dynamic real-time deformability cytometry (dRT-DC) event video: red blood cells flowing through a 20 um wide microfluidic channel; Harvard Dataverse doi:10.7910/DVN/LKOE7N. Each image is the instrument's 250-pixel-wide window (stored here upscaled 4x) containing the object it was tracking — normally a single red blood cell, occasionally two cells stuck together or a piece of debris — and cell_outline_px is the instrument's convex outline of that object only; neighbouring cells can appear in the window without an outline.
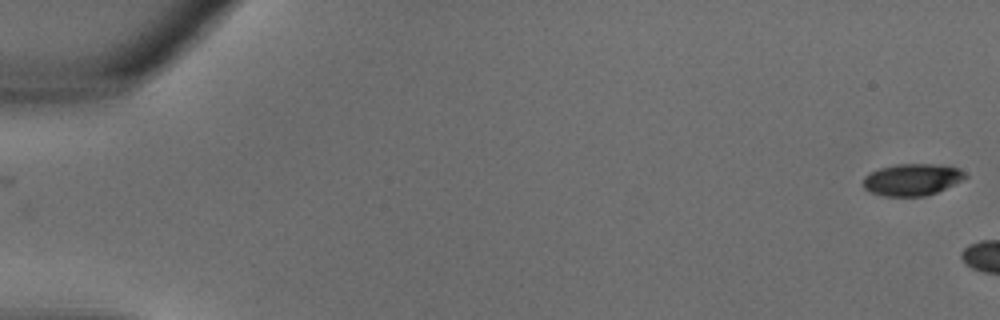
{"species": "common noctule bat (a hibernating species)", "species_latin": "Nyctalus noctula", "temperature_condition": "warm", "stored_images_in_passage": 4, "camera_frame_rate_fps": 3000, "um_per_image_px": 0.085, "animal": {"sex": "male", "body_mass_g": 18.8}, "frame": {"image": 1, "passage_image": 1, "time_ms": 0.0, "image_size_px": [1000, 320], "cell_outline_px": [[968, 176], [936, 192], [924, 196], [884, 196], [872, 192], [864, 188], [864, 176], [880, 168], [896, 164], [940, 164], [960, 168]], "centroid_in_image_um": [77.53, 15.25], "position_along_channel_um": 7.5, "area_um2": 18.67}}